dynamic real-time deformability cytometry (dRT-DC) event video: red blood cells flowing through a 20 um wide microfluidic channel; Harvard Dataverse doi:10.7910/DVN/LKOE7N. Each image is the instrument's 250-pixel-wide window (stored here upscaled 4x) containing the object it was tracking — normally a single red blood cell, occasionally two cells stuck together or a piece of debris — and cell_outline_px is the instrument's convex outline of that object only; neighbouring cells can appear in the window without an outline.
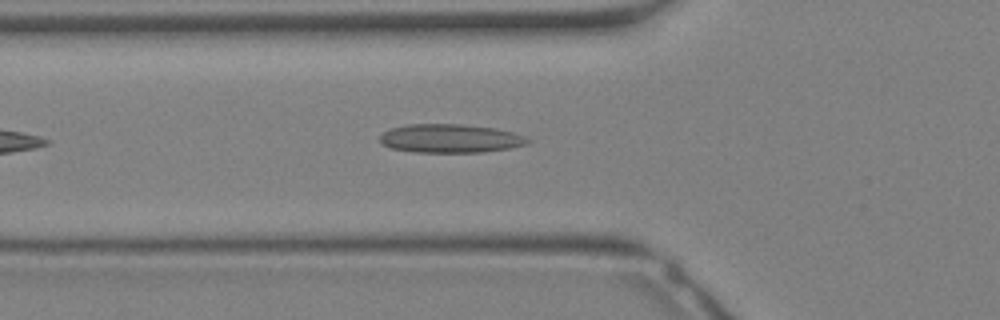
{"species": "Egyptian fruit bat (a non-hibernating species)", "species_latin": "Rousettus aegyptiacus", "temperature_condition": "warm", "stored_images_in_passage": 24, "camera_frame_rate_fps": 3000, "um_per_image_px": 0.085, "animal": {"sex": "female"}, "frame": {"image": 1, "passage_image": 4, "time_ms": 1.0, "image_size_px": [1000, 320], "cell_outline_px": [[532, 140], [528, 144], [508, 148], [484, 152], [412, 152], [392, 148], [384, 144], [380, 140], [380, 136], [388, 128], [404, 124], [464, 124], [496, 128], [512, 132], [524, 136]], "centroid_in_image_um": [38.27, 11.76], "position_along_channel_um": 87.5, "area_um2": 24.8}}
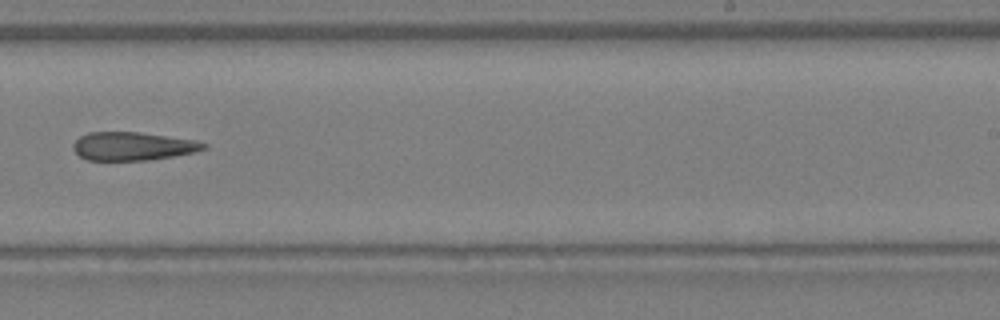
{"frame": {"image": 2, "passage_image": 13, "time_ms": 4.0, "image_size_px": [1000, 320], "cell_outline_px": [[208, 148], [196, 152], [176, 156], [148, 160], [84, 160], [72, 148], [72, 144], [80, 136], [88, 132], [140, 132], [196, 140], [208, 144]], "centroid_in_image_um": [11.31, 12.43], "position_along_channel_um": 277.7, "area_um2": 21.79}}
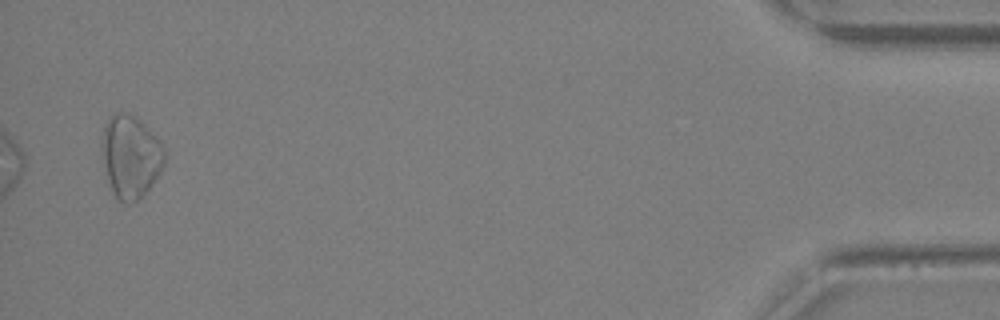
{"frame": {"image": 3, "passage_image": 24, "time_ms": 7.667, "image_size_px": [1000, 320], "cell_outline_px": [[164, 164], [160, 172], [152, 184], [136, 200], [128, 204], [120, 200], [116, 196], [112, 188], [108, 176], [100, 144], [100, 140], [104, 124], [116, 112], [124, 112], [136, 116], [160, 140], [164, 148]], "centroid_in_image_um": [11.1, 13.24], "position_along_channel_um": 424.1, "area_um2": 29.71}}